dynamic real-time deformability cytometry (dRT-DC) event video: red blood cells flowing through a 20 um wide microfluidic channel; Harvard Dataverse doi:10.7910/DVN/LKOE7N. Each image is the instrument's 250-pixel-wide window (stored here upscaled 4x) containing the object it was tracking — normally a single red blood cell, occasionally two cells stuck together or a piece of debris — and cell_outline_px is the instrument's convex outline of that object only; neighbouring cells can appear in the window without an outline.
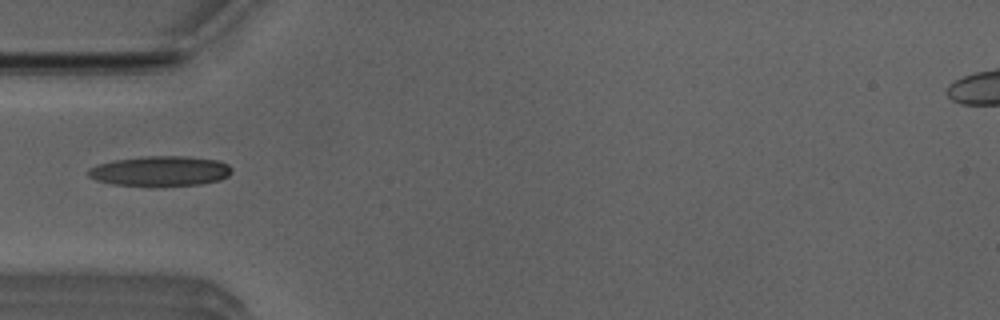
{"species": "Egyptian fruit bat (a non-hibernating species)", "species_latin": "Rousettus aegyptiacus", "temperature_condition": "room temperature", "stored_images_in_passage": 36, "camera_frame_rate_fps": 3000, "um_per_image_px": 0.085, "animal": {"sex": "male"}, "frame": {"image": 1, "passage_image": 1, "time_ms": 0.0, "image_size_px": [1000, 320], "cell_outline_px": [[232, 172], [228, 176], [220, 180], [200, 184], [164, 188], [148, 188], [112, 184], [96, 180], [88, 176], [88, 168], [96, 164], [112, 160], [144, 156], [184, 156], [216, 160], [228, 164], [232, 168]], "centroid_in_image_um": [13.59, 14.58], "position_along_channel_um": 71.4, "area_um2": 26.13}}
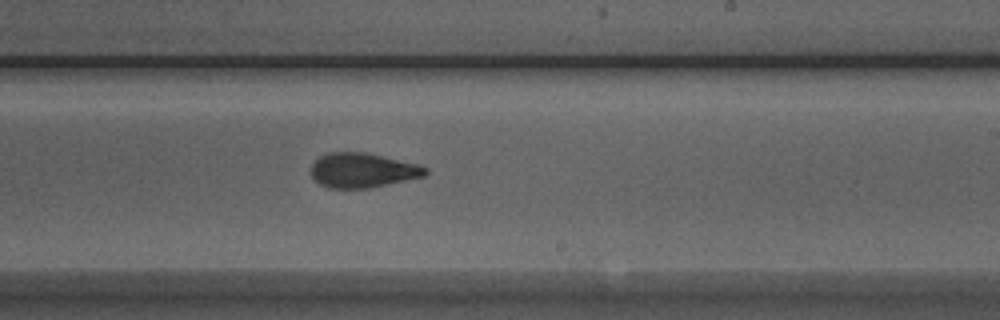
{"frame": {"image": 2, "passage_image": 15, "time_ms": 4.667, "image_size_px": [1000, 320], "cell_outline_px": [[428, 172], [424, 176], [368, 188], [328, 188], [312, 180], [312, 164], [320, 156], [328, 152], [364, 152], [420, 164], [428, 168]], "centroid_in_image_um": [30.81, 14.47], "position_along_channel_um": 258.2, "area_um2": 23.06}}
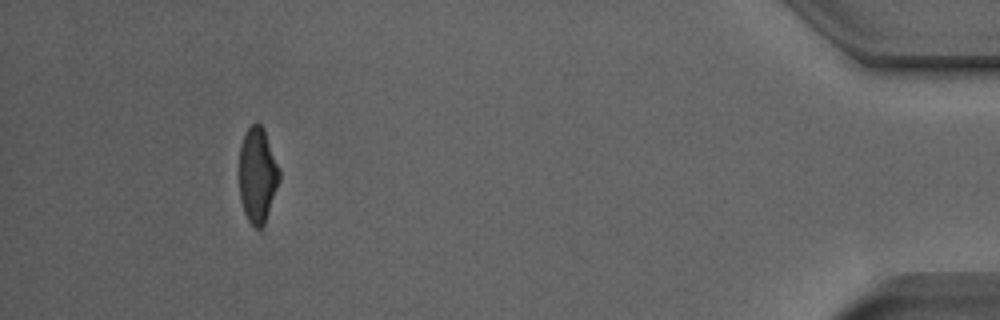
{"frame": {"image": 3, "passage_image": 32, "time_ms": 10.333, "image_size_px": [1000, 320], "cell_outline_px": [[280, 180], [264, 224], [260, 228], [256, 228], [248, 220], [244, 212], [240, 200], [240, 144], [244, 132], [256, 120], [264, 128], [280, 168]], "centroid_in_image_um": [21.9, 14.83], "position_along_channel_um": 413.3, "area_um2": 22.43}}